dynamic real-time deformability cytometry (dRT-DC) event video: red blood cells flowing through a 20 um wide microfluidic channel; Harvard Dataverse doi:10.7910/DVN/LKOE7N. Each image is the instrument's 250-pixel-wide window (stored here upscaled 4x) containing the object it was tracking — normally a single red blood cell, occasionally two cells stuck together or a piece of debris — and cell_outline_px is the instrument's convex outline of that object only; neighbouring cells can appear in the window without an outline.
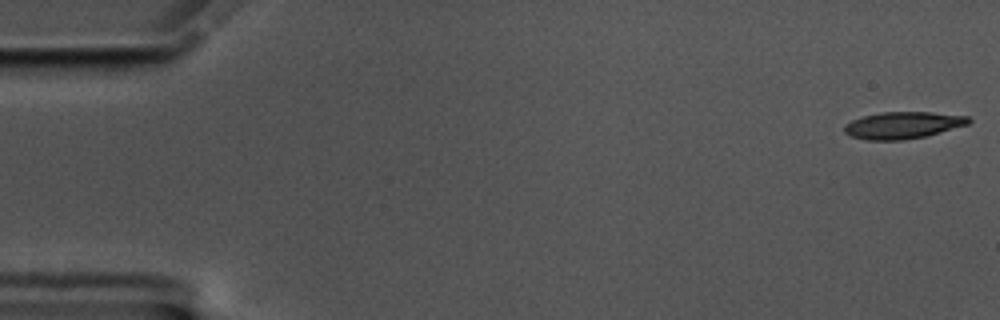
{"species": "common noctule bat (a hibernating species)", "species_latin": "Nyctalus noctula", "temperature_condition": "cold", "stored_images_in_passage": 57, "camera_frame_rate_fps": 3000, "um_per_image_px": 0.085, "animal": {"sex": "male", "body_mass_g": 17.5, "forearm_length_mm": 52.3}, "frame": {"image": 1, "passage_image": 1, "time_ms": 0.0, "image_size_px": [1000, 320], "cell_outline_px": [[972, 120], [968, 124], [924, 136], [904, 140], [868, 140], [852, 136], [844, 132], [844, 124], [852, 120], [864, 116], [880, 112], [932, 112], [968, 116]], "centroid_in_image_um": [76.73, 10.63], "position_along_channel_um": 8.3, "area_um2": 19.31}}
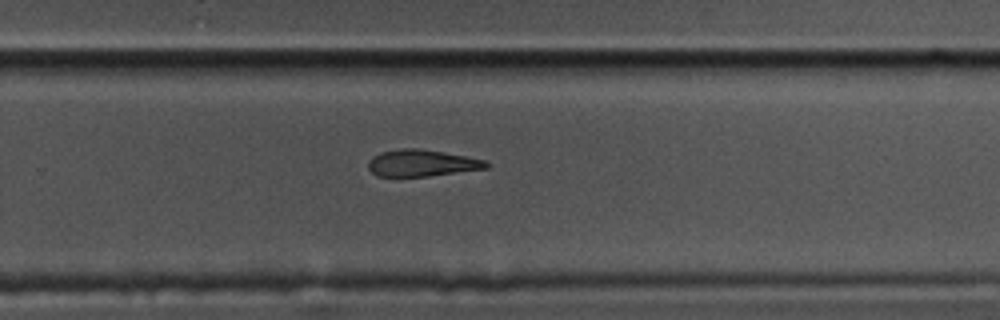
{"frame": {"image": 2, "passage_image": 37, "time_ms": 12.0, "image_size_px": [1000, 320], "cell_outline_px": [[492, 164], [488, 168], [428, 176], [376, 176], [368, 168], [368, 160], [372, 156], [380, 152], [400, 148], [420, 148], [444, 152], [488, 160]], "centroid_in_image_um": [35.87, 13.85], "position_along_channel_um": 293.9, "area_um2": 18.61}}
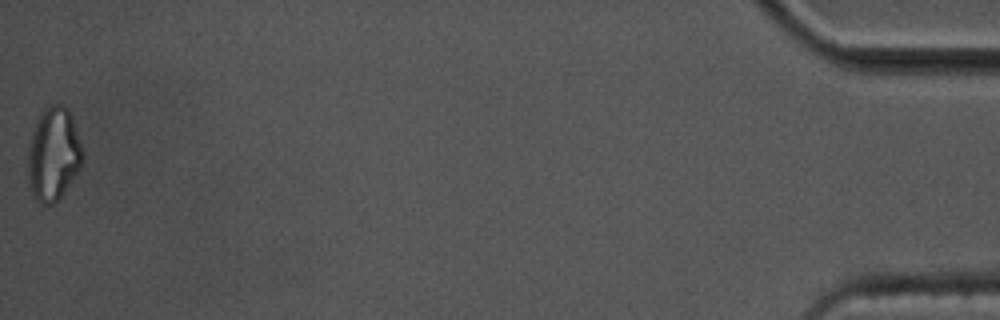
{"frame": {"image": 3, "passage_image": 57, "time_ms": 18.667, "image_size_px": [1000, 320], "cell_outline_px": [[84, 160], [80, 168], [60, 196], [52, 204], [40, 204], [32, 196], [28, 180], [28, 152], [32, 132], [40, 112], [44, 108], [52, 104], [64, 104], [68, 108], [72, 116], [84, 152]], "centroid_in_image_um": [4.55, 13.07], "position_along_channel_um": 430.7, "area_um2": 29.88}, "authors_computed_cell_mechanics": {"area_um2": 20.1144, "velocity_mm_per_s": 3.508, "shape_relaxation_time_tau1_ms": 4.6698, "shape_relaxation_time_tau2_ms": null, "deformation_change_tau1": 0.1794, "deformation_change_tau2": null}}